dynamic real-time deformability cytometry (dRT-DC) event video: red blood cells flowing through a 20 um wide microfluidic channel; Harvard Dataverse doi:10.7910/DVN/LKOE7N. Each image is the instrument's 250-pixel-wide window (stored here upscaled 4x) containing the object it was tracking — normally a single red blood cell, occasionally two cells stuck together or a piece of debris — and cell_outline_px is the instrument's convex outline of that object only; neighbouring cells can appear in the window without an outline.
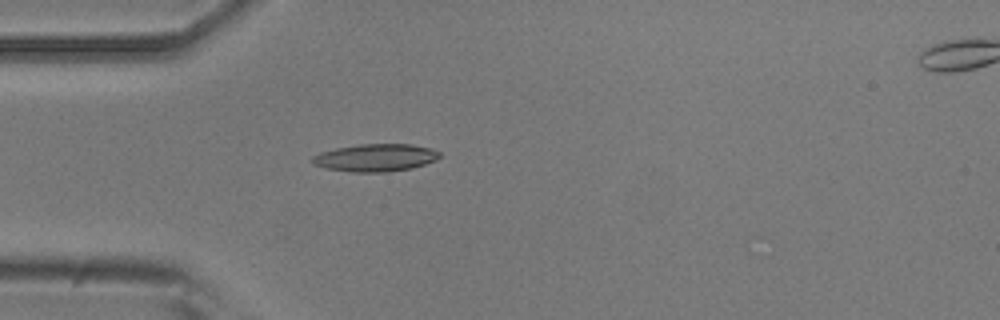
{"species": "common noctule bat (a hibernating species)", "species_latin": "Nyctalus noctula", "temperature_condition": "room temperature", "stored_images_in_passage": 3, "camera_frame_rate_fps": 3000, "um_per_image_px": 0.085, "animal": {"sex": "male", "body_mass_g": 20.5, "forearm_length_mm": 52.5}, "frame": {"image": 1, "passage_image": 2, "time_ms": 1.333, "image_size_px": [1000, 320], "cell_outline_px": [[440, 156], [436, 160], [412, 168], [384, 172], [352, 172], [328, 168], [316, 164], [312, 160], [312, 156], [320, 152], [336, 148], [360, 144], [412, 144], [428, 148], [440, 152]], "centroid_in_image_um": [31.93, 13.4], "position_along_channel_um": 53.1, "area_um2": 20.17}}